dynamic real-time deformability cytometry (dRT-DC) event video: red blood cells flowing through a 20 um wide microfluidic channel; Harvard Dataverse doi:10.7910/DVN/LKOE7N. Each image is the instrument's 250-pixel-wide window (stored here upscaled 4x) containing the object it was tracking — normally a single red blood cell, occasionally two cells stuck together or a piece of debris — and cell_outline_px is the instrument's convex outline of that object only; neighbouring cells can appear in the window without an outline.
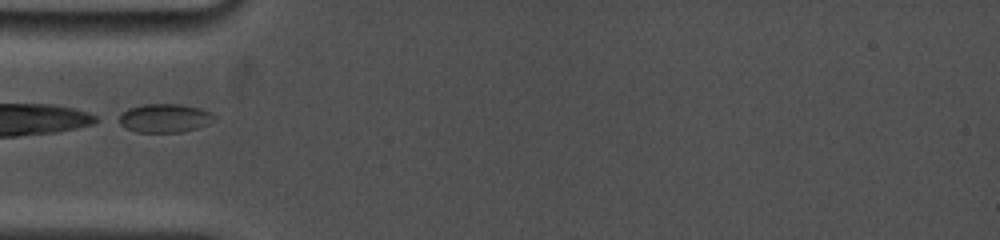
{"species": "common noctule bat (a hibernating species)", "species_latin": "Nyctalus noctula", "temperature_condition": "cold", "stored_images_in_passage": 16, "camera_frame_rate_fps": 5000, "um_per_image_px": 0.085, "animal": {"sex": "female", "body_mass_g": 19.0, "forearm_length_mm": 53.3}, "frame": {"image": 1, "passage_image": 1, "time_ms": 0.0, "image_size_px": [1000, 240], "cell_outline_px": [[216, 120], [200, 128], [184, 132], [136, 132], [124, 128], [112, 120], [128, 108], [144, 104], [180, 104], [200, 108], [216, 116]], "centroid_in_image_um": [13.94, 10.05], "position_along_channel_um": 71.1, "area_um2": 16.42}}
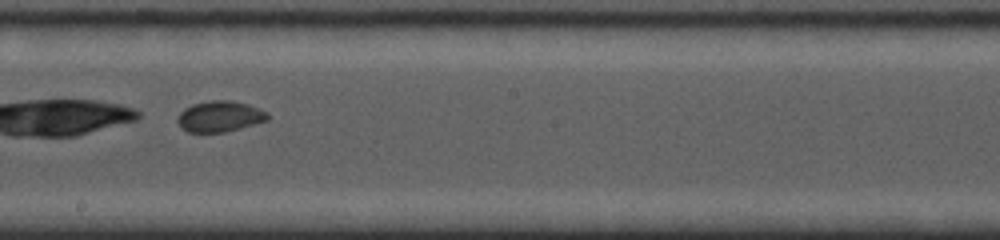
{"frame": {"image": 2, "passage_image": 9, "time_ms": 4.2, "image_size_px": [1000, 240], "cell_outline_px": [[268, 120], [240, 128], [224, 132], [188, 132], [180, 128], [176, 120], [176, 116], [184, 108], [192, 104], [212, 100], [232, 100], [248, 104], [268, 112]], "centroid_in_image_um": [18.64, 9.89], "position_along_channel_um": 229.6, "area_um2": 16.36}}
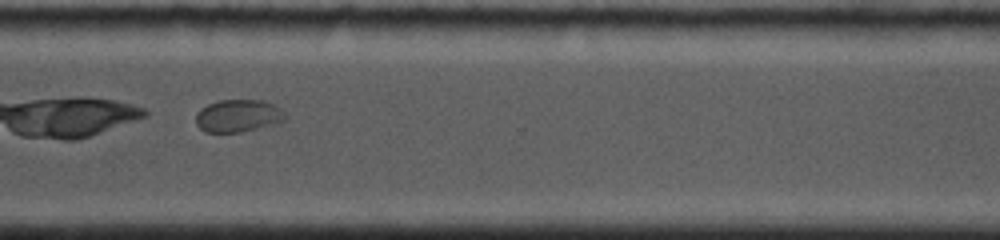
{"frame": {"image": 3, "passage_image": 15, "time_ms": 7.4, "image_size_px": [1000, 240], "cell_outline_px": [[288, 120], [240, 132], [204, 132], [196, 124], [196, 116], [200, 108], [208, 104], [220, 100], [264, 100], [276, 104], [284, 112]], "centroid_in_image_um": [20.26, 9.83], "position_along_channel_um": 350.3, "area_um2": 16.99}}